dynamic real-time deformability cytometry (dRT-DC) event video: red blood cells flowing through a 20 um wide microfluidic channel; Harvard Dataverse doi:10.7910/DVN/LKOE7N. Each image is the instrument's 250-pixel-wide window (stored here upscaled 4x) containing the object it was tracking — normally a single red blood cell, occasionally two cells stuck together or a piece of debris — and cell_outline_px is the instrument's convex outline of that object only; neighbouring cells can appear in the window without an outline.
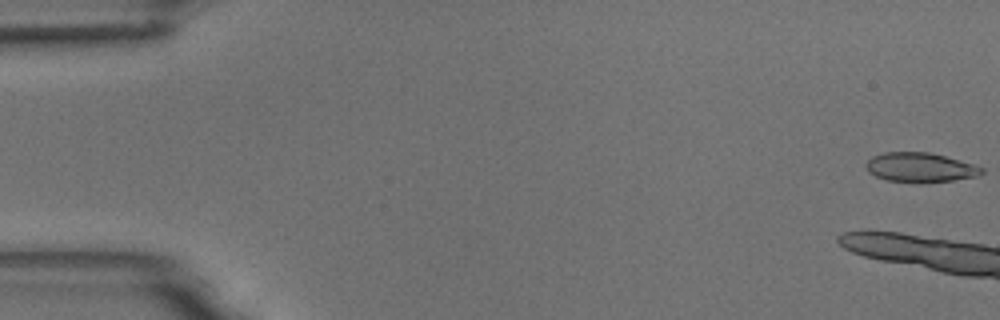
{"species": "common noctule bat (a hibernating species)", "species_latin": "Nyctalus noctula", "temperature_condition": "room temperature", "stored_images_in_passage": 7, "camera_frame_rate_fps": 3000, "um_per_image_px": 0.085, "animal": {"sex": "male", "body_mass_g": 18.8}, "frame": {"image": 1, "passage_image": 1, "time_ms": 0.0, "image_size_px": [1000, 320], "cell_outline_px": [[984, 172], [976, 176], [952, 180], [888, 180], [876, 176], [868, 172], [864, 164], [872, 156], [884, 152], [928, 152], [944, 156], [972, 164], [984, 168]], "centroid_in_image_um": [78.17, 14.19], "position_along_channel_um": 6.8, "area_um2": 19.02}}